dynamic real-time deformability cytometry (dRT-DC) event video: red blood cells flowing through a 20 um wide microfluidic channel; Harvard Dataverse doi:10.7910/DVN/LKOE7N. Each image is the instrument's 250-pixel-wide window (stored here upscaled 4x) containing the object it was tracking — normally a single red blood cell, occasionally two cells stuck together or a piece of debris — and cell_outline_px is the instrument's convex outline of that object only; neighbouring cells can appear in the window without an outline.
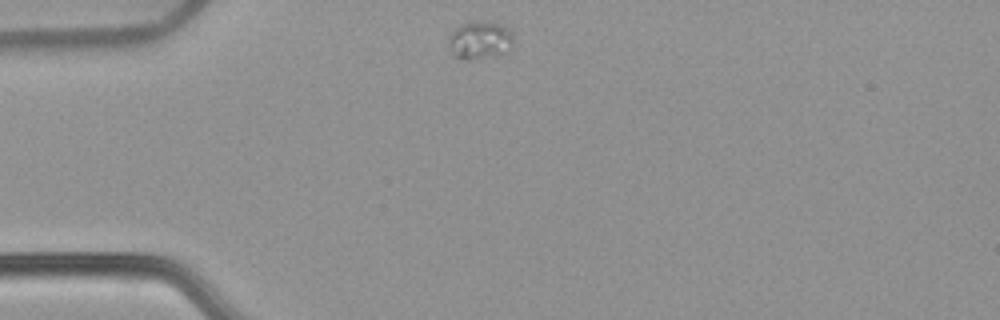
{"species": "common noctule bat (a hibernating species)", "species_latin": "Nyctalus noctula", "temperature_condition": "warm", "stored_images_in_passage": 43, "camera_frame_rate_fps": 3000, "um_per_image_px": 0.085, "animal": {"sex": "female", "body_mass_g": 22.7, "forearm_length_mm": 54.2}, "frame": {"image": 1, "passage_image": 1, "time_ms": 0.0, "image_size_px": [1000, 320], "cell_outline_px": [[512, 52], [500, 56], [468, 60], [464, 60], [452, 56], [448, 40], [448, 36], [460, 24], [472, 20], [504, 24], [512, 28]], "centroid_in_image_um": [40.84, 3.43], "position_along_channel_um": 44.2, "area_um2": 15.14}}
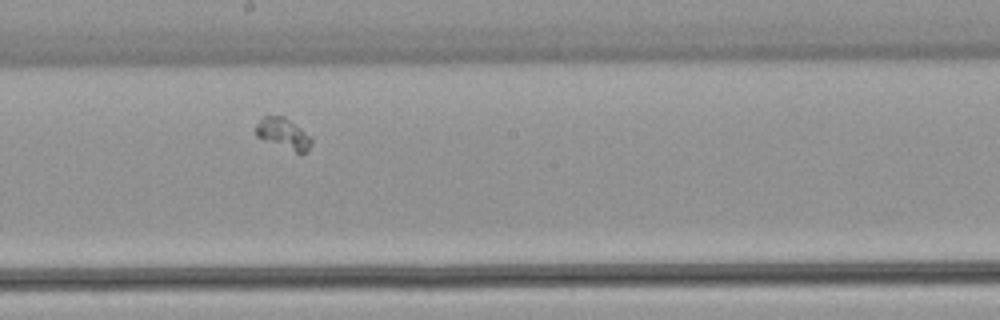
{"frame": {"image": 2, "passage_image": 18, "time_ms": 5.667, "image_size_px": [1000, 320], "cell_outline_px": [[312, 144], [308, 152], [296, 152], [264, 140], [256, 136], [256, 124], [264, 116], [284, 116], [312, 136]], "centroid_in_image_um": [24.12, 11.36], "position_along_channel_um": 224.1, "area_um2": 10.0}}
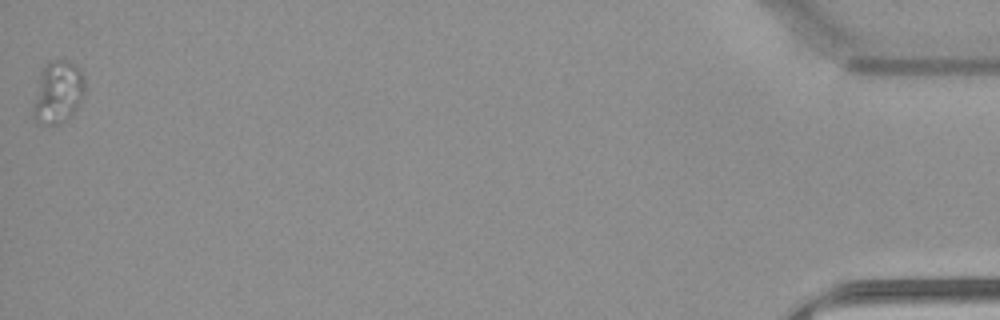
{"frame": {"image": 3, "passage_image": 43, "time_ms": 14.0, "image_size_px": [1000, 320], "cell_outline_px": [[84, 96], [72, 116], [60, 124], [48, 124], [36, 120], [32, 116], [32, 108], [40, 72], [44, 64], [48, 60], [68, 60], [76, 64], [80, 68], [84, 76]], "centroid_in_image_um": [4.94, 7.81], "position_along_channel_um": 430.3, "area_um2": 19.13}}